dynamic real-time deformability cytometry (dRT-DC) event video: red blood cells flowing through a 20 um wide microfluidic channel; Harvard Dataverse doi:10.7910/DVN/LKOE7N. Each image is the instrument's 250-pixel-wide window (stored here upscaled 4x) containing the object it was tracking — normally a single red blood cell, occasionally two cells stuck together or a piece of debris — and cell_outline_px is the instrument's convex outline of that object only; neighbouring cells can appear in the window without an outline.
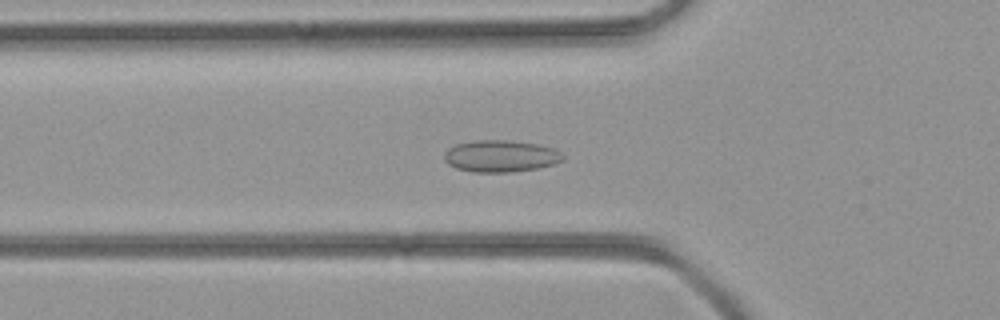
{"species": "common noctule bat (a hibernating species)", "species_latin": "Nyctalus noctula", "temperature_condition": "room temperature", "stored_images_in_passage": 44, "camera_frame_rate_fps": 3000, "um_per_image_px": 0.085, "animal": {"sex": "female", "body_mass_g": 21.9}, "frame": {"image": 1, "passage_image": 15, "time_ms": 4.667, "image_size_px": [1000, 320], "cell_outline_px": [[564, 160], [552, 164], [536, 168], [512, 172], [472, 172], [456, 168], [448, 164], [444, 160], [444, 152], [448, 148], [456, 144], [476, 140], [508, 140], [536, 144], [552, 148], [560, 152], [564, 156]], "centroid_in_image_um": [42.52, 13.27], "position_along_channel_um": 83.3, "area_um2": 21.96}}
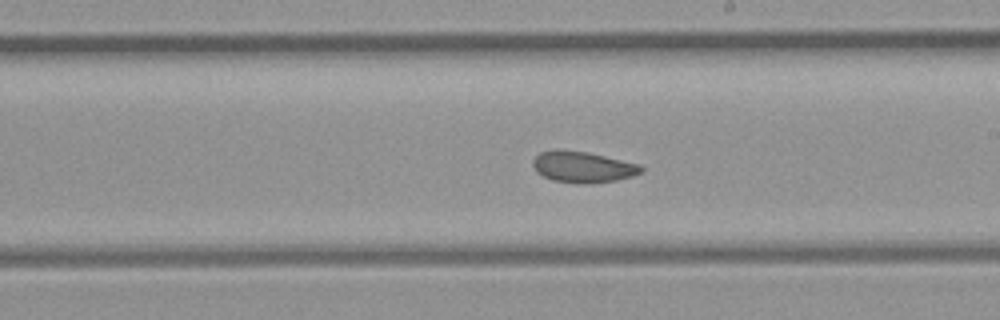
{"frame": {"image": 2, "passage_image": 25, "time_ms": 8.0, "image_size_px": [1000, 320], "cell_outline_px": [[644, 172], [632, 176], [616, 180], [588, 184], [576, 184], [552, 180], [536, 172], [532, 164], [532, 160], [540, 152], [560, 148], [588, 152], [640, 164], [644, 168]], "centroid_in_image_um": [49.53, 14.19], "position_along_channel_um": 239.5, "area_um2": 20.0}}
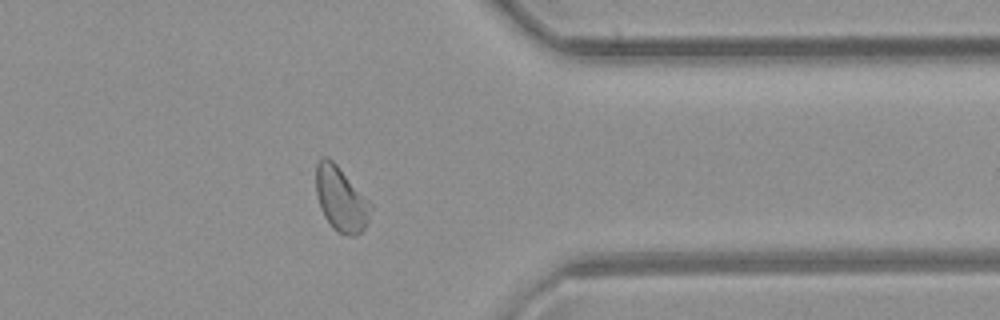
{"frame": {"image": 3, "passage_image": 35, "time_ms": 11.333, "image_size_px": [1000, 320], "cell_outline_px": [[372, 208], [368, 224], [356, 236], [348, 236], [332, 228], [324, 216], [320, 208], [316, 192], [316, 164], [324, 156], [328, 156], [336, 164], [372, 204]], "centroid_in_image_um": [28.98, 16.94], "position_along_channel_um": 382.4, "area_um2": 20.52}}